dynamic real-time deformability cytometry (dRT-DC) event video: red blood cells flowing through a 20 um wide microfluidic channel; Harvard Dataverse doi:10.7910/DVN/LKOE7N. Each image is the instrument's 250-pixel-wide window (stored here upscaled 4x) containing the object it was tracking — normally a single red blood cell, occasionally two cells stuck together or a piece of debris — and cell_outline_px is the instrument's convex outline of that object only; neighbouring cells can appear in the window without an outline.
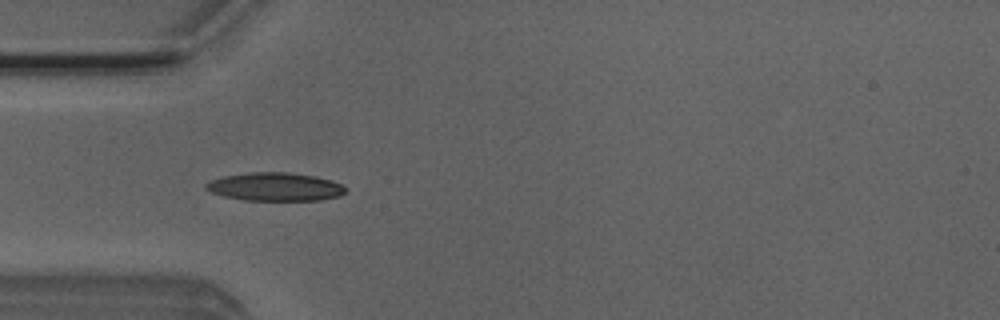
{"species": "Egyptian fruit bat (a non-hibernating species)", "species_latin": "Rousettus aegyptiacus", "temperature_condition": "room temperature", "stored_images_in_passage": 26, "camera_frame_rate_fps": 3000, "um_per_image_px": 0.085, "animal": {"sex": "male"}, "frame": {"image": 1, "passage_image": 5, "time_ms": 1.333, "image_size_px": [1000, 320], "cell_outline_px": [[348, 188], [340, 196], [320, 200], [244, 200], [224, 196], [212, 192], [204, 188], [204, 184], [208, 180], [224, 176], [252, 172], [288, 172], [316, 176], [332, 180]], "centroid_in_image_um": [23.38, 15.87], "position_along_channel_um": 61.6, "area_um2": 23.12}}
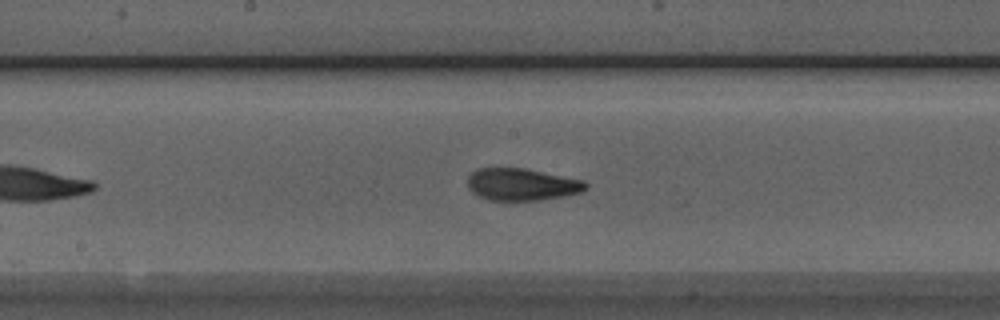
{"frame": {"image": 2, "passage_image": 16, "time_ms": 5.0, "image_size_px": [1000, 320], "cell_outline_px": [[588, 188], [580, 192], [564, 196], [540, 200], [488, 200], [472, 192], [468, 188], [468, 176], [476, 168], [524, 168], [584, 180], [588, 184]], "centroid_in_image_um": [44.35, 15.67], "position_along_channel_um": 203.8, "area_um2": 22.14}}
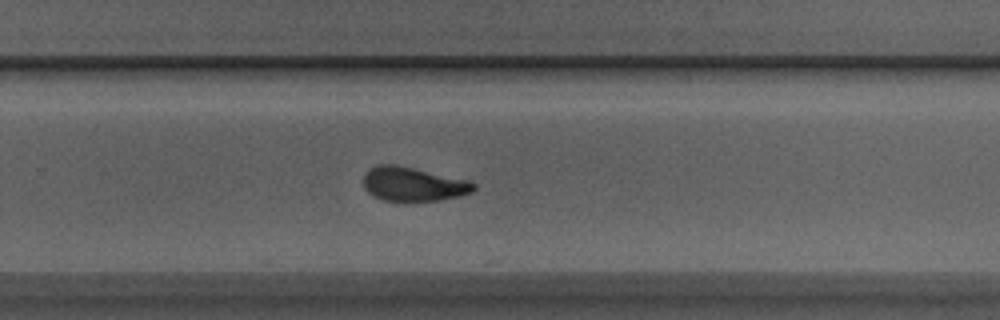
{"frame": {"image": 3, "passage_image": 23, "time_ms": 7.333, "image_size_px": [1000, 320], "cell_outline_px": [[476, 188], [472, 192], [460, 196], [440, 200], [384, 200], [372, 196], [364, 188], [364, 172], [368, 168], [376, 164], [396, 164], [472, 180], [476, 184]], "centroid_in_image_um": [35.13, 15.62], "position_along_channel_um": 294.7, "area_um2": 22.2}}